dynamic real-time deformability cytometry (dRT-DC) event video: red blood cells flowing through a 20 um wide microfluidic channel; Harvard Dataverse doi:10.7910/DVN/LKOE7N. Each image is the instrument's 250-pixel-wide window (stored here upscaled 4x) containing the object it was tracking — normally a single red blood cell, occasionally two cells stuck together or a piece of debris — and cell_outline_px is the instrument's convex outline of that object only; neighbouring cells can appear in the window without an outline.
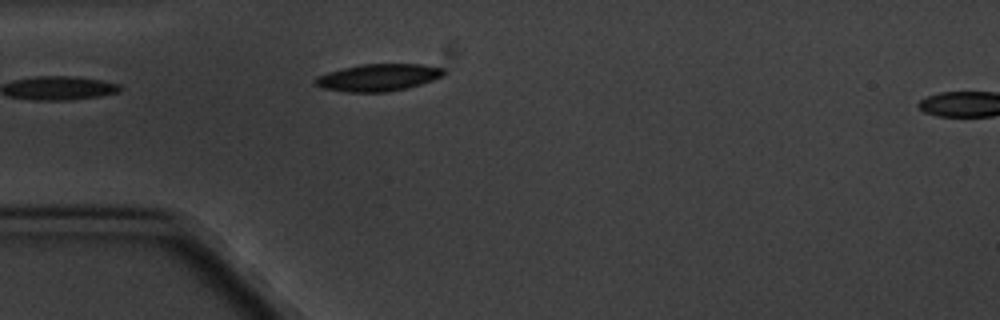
{"species": "common noctule bat (a hibernating species)", "species_latin": "Nyctalus noctula", "temperature_condition": "cold", "stored_images_in_passage": 6, "camera_frame_rate_fps": 3000, "um_per_image_px": 0.085, "animal": {"sex": "male", "body_mass_g": 20.1, "forearm_length_mm": 53.5}, "frame": {"image": 1, "passage_image": 5, "time_ms": 4.667, "image_size_px": [1000, 320], "cell_outline_px": [[444, 76], [420, 84], [388, 92], [348, 92], [320, 88], [312, 80], [316, 76], [328, 72], [360, 64], [420, 64], [444, 68]], "centroid_in_image_um": [32.11, 6.58], "position_along_channel_um": 52.9, "area_um2": 20.29}}